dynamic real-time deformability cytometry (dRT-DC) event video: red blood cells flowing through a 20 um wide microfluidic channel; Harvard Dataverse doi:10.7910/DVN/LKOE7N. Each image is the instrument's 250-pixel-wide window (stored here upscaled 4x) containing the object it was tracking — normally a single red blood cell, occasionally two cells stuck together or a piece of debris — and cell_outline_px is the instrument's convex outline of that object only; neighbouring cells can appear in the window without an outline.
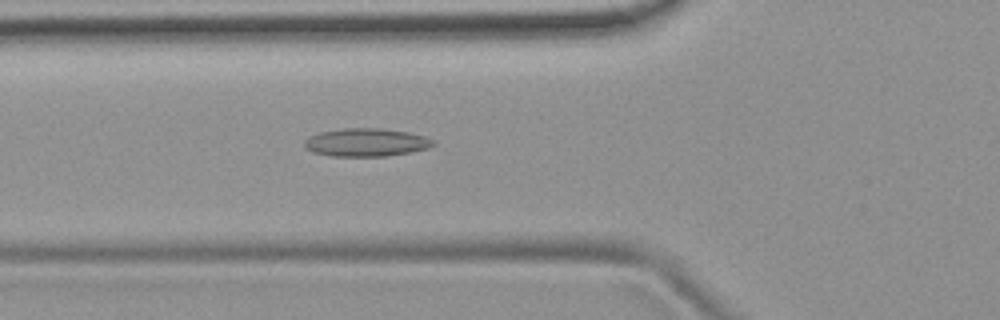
{"species": "common noctule bat (a hibernating species)", "species_latin": "Nyctalus noctula", "temperature_condition": "room temperature", "stored_images_in_passage": 51, "camera_frame_rate_fps": 3000, "um_per_image_px": 0.085, "animal": {"sex": "female", "body_mass_g": 19.9}, "frame": {"image": 1, "passage_image": 18, "time_ms": 5.667, "image_size_px": [1000, 320], "cell_outline_px": [[436, 144], [428, 148], [388, 156], [332, 156], [312, 152], [304, 148], [304, 140], [308, 136], [320, 132], [344, 128], [380, 128], [408, 132], [428, 136], [436, 140]], "centroid_in_image_um": [31.14, 12.1], "position_along_channel_um": 94.7, "area_um2": 21.33}}
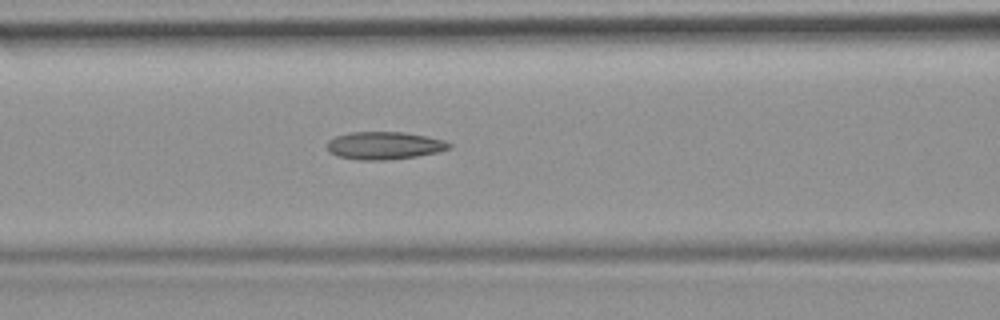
{"frame": {"image": 2, "passage_image": 21, "time_ms": 6.667, "image_size_px": [1000, 320], "cell_outline_px": [[452, 148], [440, 152], [416, 156], [388, 160], [356, 160], [336, 156], [328, 152], [328, 140], [336, 136], [352, 132], [404, 132], [428, 136], [444, 140], [452, 144]], "centroid_in_image_um": [32.69, 12.38], "position_along_channel_um": 133.9, "area_um2": 19.94}}
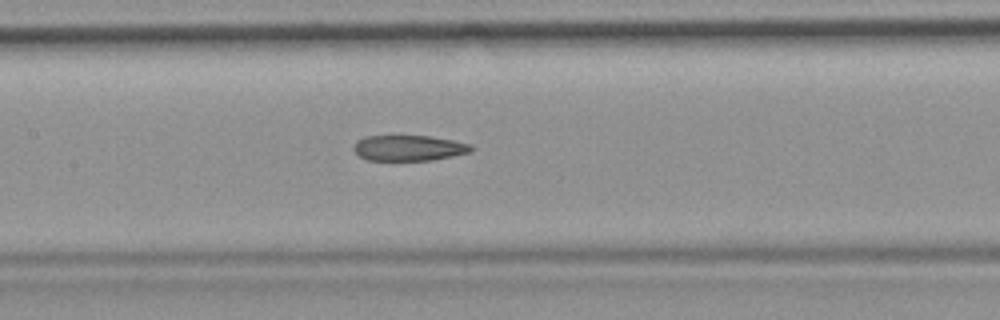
{"frame": {"image": 3, "passage_image": 24, "time_ms": 7.667, "image_size_px": [1000, 320], "cell_outline_px": [[472, 152], [432, 160], [368, 160], [360, 156], [352, 148], [356, 140], [364, 136], [428, 136], [452, 140], [472, 144]], "centroid_in_image_um": [34.74, 12.57], "position_along_channel_um": 172.7, "area_um2": 17.51}, "authors_computed_cell_mechanics": {"area_um2": 19.5364, "velocity_mm_per_s": 3.8838, "shape_relaxation_time_tau1_ms": null, "shape_relaxation_time_tau2_ms": 3.4682, "deformation_change_tau1": null, "deformation_change_tau2": 0.1335}}